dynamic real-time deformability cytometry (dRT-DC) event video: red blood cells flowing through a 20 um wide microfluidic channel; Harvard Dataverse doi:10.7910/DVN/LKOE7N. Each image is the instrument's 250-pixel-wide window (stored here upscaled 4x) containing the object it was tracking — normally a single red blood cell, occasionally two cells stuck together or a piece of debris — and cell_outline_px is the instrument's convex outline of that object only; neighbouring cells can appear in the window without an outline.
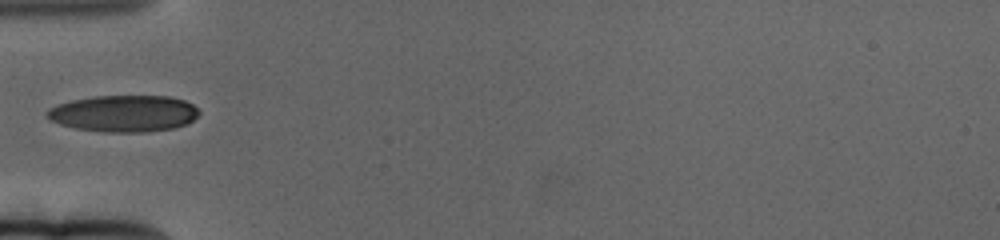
{"species": "human", "species_latin": "Homo sapiens", "temperature_condition": "cold", "stored_images_in_passage": 44, "camera_frame_rate_fps": 3000, "um_per_image_px": 0.085, "donor": {"sex": "female"}, "frame": {"image": 1, "passage_image": 1, "time_ms": 0.0, "image_size_px": [1000, 240], "cell_outline_px": [[200, 112], [192, 120], [176, 128], [148, 132], [104, 132], [76, 128], [60, 124], [52, 120], [44, 112], [48, 108], [56, 104], [72, 100], [96, 96], [168, 96], [184, 100], [192, 104]], "centroid_in_image_um": [10.51, 9.65], "position_along_channel_um": 74.5, "area_um2": 32.43}}
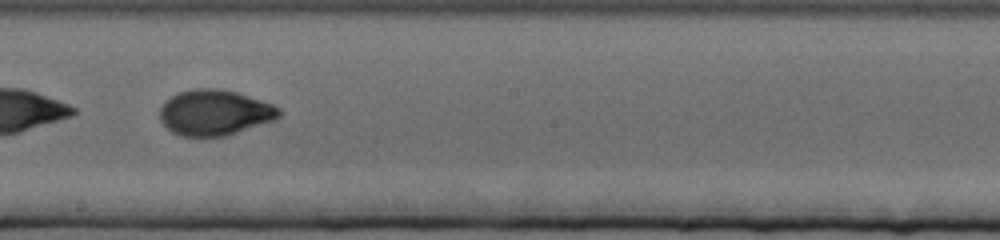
{"frame": {"image": 2, "passage_image": 16, "time_ms": 5.0, "image_size_px": [1000, 240], "cell_outline_px": [[280, 116], [272, 120], [224, 136], [180, 136], [172, 132], [160, 120], [160, 108], [164, 100], [180, 92], [196, 88], [216, 88], [236, 92], [272, 104], [280, 108]], "centroid_in_image_um": [18.2, 9.56], "position_along_channel_um": 230.0, "area_um2": 31.27}}
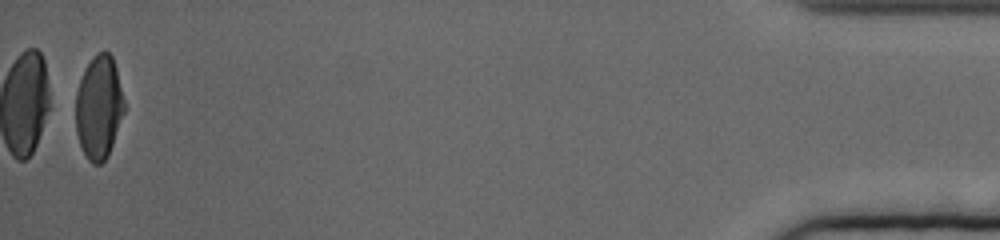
{"frame": {"image": 3, "passage_image": 43, "time_ms": 14.0, "image_size_px": [1000, 240], "cell_outline_px": [[124, 112], [108, 156], [100, 164], [92, 164], [88, 160], [80, 144], [76, 132], [76, 92], [84, 68], [92, 56], [96, 52], [108, 52], [112, 56], [116, 68], [124, 100]], "centroid_in_image_um": [8.39, 9.1], "position_along_channel_um": 426.8, "area_um2": 29.19}}